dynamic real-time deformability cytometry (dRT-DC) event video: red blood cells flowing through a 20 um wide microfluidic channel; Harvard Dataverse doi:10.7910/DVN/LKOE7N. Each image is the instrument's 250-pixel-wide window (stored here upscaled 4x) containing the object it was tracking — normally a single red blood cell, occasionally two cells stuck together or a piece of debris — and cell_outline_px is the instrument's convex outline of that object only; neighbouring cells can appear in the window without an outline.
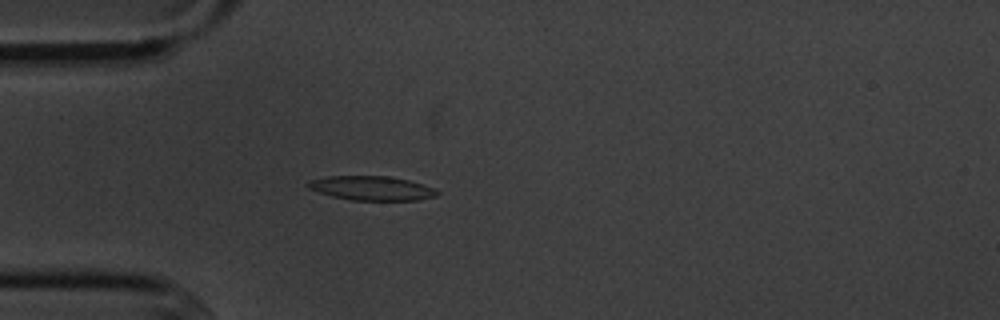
{"species": "common noctule bat (a hibernating species)", "species_latin": "Nyctalus noctula", "temperature_condition": "cold", "stored_images_in_passage": 5, "camera_frame_rate_fps": 3000, "um_per_image_px": 0.085, "animal": {"sex": "male", "body_mass_g": 20.1, "forearm_length_mm": 53.5}, "frame": {"image": 1, "passage_image": 5, "time_ms": 4.667, "image_size_px": [1000, 320], "cell_outline_px": [[440, 192], [436, 196], [420, 200], [352, 200], [332, 196], [308, 188], [304, 184], [308, 180], [328, 176], [388, 176], [408, 180], [436, 188]], "centroid_in_image_um": [31.59, 15.99], "position_along_channel_um": 53.4, "area_um2": 18.32}}